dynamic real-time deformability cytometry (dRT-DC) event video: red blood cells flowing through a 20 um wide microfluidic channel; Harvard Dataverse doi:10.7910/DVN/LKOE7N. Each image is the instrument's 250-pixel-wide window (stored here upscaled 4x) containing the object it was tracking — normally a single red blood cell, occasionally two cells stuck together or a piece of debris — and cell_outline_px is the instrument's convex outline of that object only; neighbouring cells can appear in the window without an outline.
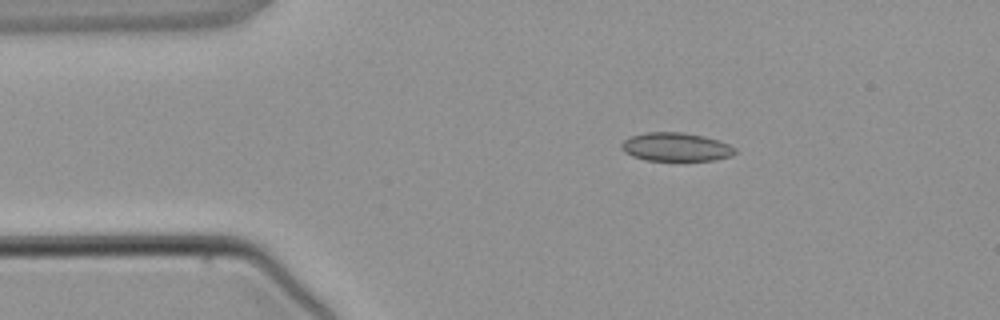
{"species": "common noctule bat (a hibernating species)", "species_latin": "Nyctalus noctula", "temperature_condition": "warm", "stored_images_in_passage": 2, "camera_frame_rate_fps": 3000, "um_per_image_px": 0.085, "animal": {"sex": "male", "body_mass_g": 21.5, "forearm_length_mm": 52.0}, "frame": {"image": 1, "passage_image": 2, "time_ms": 1.333, "image_size_px": [1000, 320], "cell_outline_px": [[736, 152], [732, 156], [716, 160], [680, 164], [644, 160], [632, 156], [624, 152], [620, 148], [620, 144], [624, 140], [632, 136], [644, 132], [684, 132], [704, 136], [720, 140], [736, 148]], "centroid_in_image_um": [57.47, 12.55], "position_along_channel_um": 27.5, "area_um2": 20.11}}